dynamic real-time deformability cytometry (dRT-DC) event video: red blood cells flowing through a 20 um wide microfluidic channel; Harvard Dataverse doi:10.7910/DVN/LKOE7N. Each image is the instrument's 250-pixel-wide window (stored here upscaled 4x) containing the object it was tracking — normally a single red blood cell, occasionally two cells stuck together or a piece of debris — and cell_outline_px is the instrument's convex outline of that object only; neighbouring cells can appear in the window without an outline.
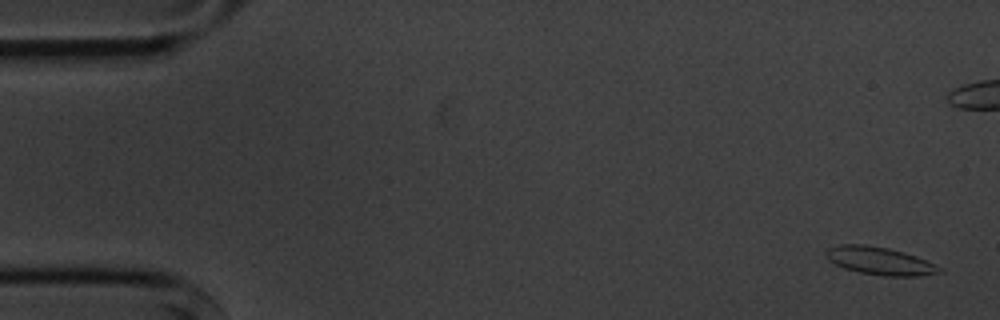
{"species": "common noctule bat (a hibernating species)", "species_latin": "Nyctalus noctula", "temperature_condition": "cold", "stored_images_in_passage": 5, "camera_frame_rate_fps": 3000, "um_per_image_px": 0.085, "animal": {"sex": "male", "body_mass_g": 20.1, "forearm_length_mm": 53.5}, "frame": {"image": 1, "passage_image": 1, "time_ms": 0.0, "image_size_px": [1000, 320], "cell_outline_px": [[944, 272], [920, 276], [884, 276], [860, 272], [844, 268], [828, 260], [824, 256], [824, 252], [828, 248], [840, 244], [864, 244], [888, 248], [904, 252], [916, 256], [940, 268]], "centroid_in_image_um": [74.73, 22.17], "position_along_channel_um": 10.3, "area_um2": 18.32}}